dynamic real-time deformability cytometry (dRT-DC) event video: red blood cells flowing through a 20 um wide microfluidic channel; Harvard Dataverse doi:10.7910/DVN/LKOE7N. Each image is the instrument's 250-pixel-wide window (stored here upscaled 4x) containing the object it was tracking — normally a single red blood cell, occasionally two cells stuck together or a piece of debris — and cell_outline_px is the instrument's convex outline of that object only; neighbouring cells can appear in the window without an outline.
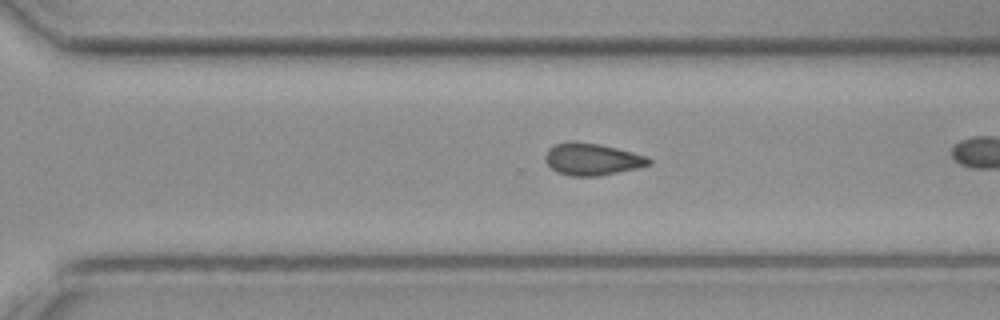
{"species": "common noctule bat (a hibernating species)", "species_latin": "Nyctalus noctula", "temperature_condition": "cold", "stored_images_in_passage": 30, "camera_frame_rate_fps": 3000, "um_per_image_px": 0.085, "animal": {"sex": "female", "body_mass_g": 19.3, "forearm_length_mm": 54.1}, "frame": {"image": 1, "passage_image": 26, "time_ms": 8.333, "image_size_px": [1000, 320], "cell_outline_px": [[652, 164], [640, 168], [600, 176], [572, 176], [556, 172], [544, 160], [544, 156], [548, 148], [556, 144], [568, 140], [576, 140], [600, 144], [648, 156], [652, 160]], "centroid_in_image_um": [50.34, 13.52], "position_along_channel_um": 320.3, "area_um2": 19.77}}